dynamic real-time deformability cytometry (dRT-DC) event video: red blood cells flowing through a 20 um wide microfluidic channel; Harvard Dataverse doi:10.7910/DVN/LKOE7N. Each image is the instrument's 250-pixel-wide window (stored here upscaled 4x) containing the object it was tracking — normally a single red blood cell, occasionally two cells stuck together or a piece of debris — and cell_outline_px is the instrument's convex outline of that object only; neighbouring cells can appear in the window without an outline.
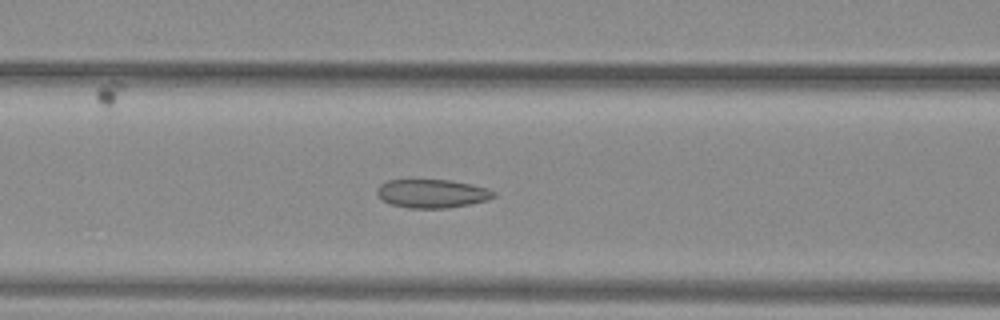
{"species": "common noctule bat (a hibernating species)", "species_latin": "Nyctalus noctula", "temperature_condition": "warm", "stored_images_in_passage": 40, "camera_frame_rate_fps": 3000, "um_per_image_px": 0.085, "animal": {"sex": "female", "body_mass_g": 29.2, "forearm_length_mm": 56.3}, "frame": {"image": 1, "passage_image": 11, "time_ms": 3.333, "image_size_px": [1000, 320], "cell_outline_px": [[496, 196], [488, 200], [448, 208], [408, 208], [388, 204], [376, 192], [376, 188], [380, 184], [388, 180], [448, 180], [472, 184], [488, 188], [496, 192]], "centroid_in_image_um": [36.73, 16.45], "position_along_channel_um": 129.9, "area_um2": 19.48}}
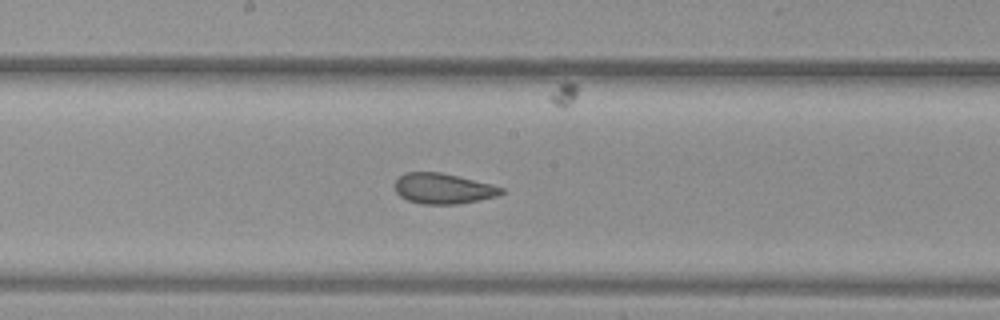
{"frame": {"image": 2, "passage_image": 17, "time_ms": 5.333, "image_size_px": [1000, 320], "cell_outline_px": [[504, 192], [500, 196], [480, 200], [456, 204], [424, 204], [408, 200], [400, 196], [396, 192], [396, 180], [400, 176], [408, 172], [440, 172], [492, 184], [504, 188]], "centroid_in_image_um": [37.72, 16.03], "position_along_channel_um": 210.5, "area_um2": 18.84}}
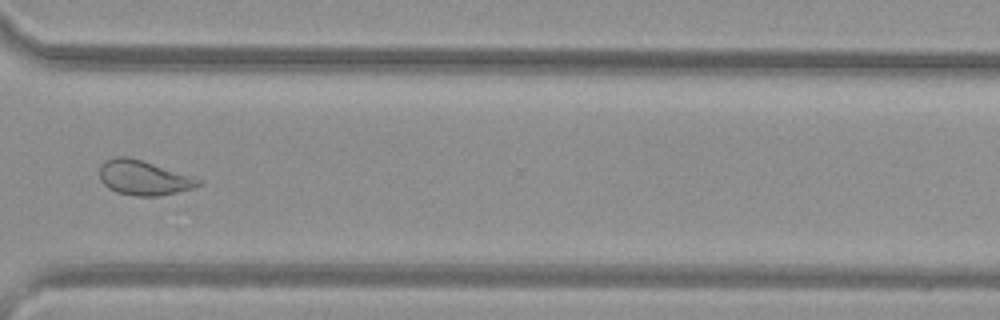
{"frame": {"image": 3, "passage_image": 28, "time_ms": 9.0, "image_size_px": [1000, 320], "cell_outline_px": [[204, 184], [192, 188], [176, 192], [156, 196], [132, 196], [116, 192], [108, 188], [100, 180], [100, 164], [104, 160], [116, 156], [128, 156], [204, 180]], "centroid_in_image_um": [12.19, 15.11], "position_along_channel_um": 358.4, "area_um2": 20.0}, "authors_computed_cell_mechanics": {"area_um2": 20.6635, "velocity_mm_per_s": 4.0337, "shape_relaxation_time_tau1_ms": null, "shape_relaxation_time_tau2_ms": 1.325, "deformation_change_tau1": null, "deformation_change_tau2": 0.0883}}